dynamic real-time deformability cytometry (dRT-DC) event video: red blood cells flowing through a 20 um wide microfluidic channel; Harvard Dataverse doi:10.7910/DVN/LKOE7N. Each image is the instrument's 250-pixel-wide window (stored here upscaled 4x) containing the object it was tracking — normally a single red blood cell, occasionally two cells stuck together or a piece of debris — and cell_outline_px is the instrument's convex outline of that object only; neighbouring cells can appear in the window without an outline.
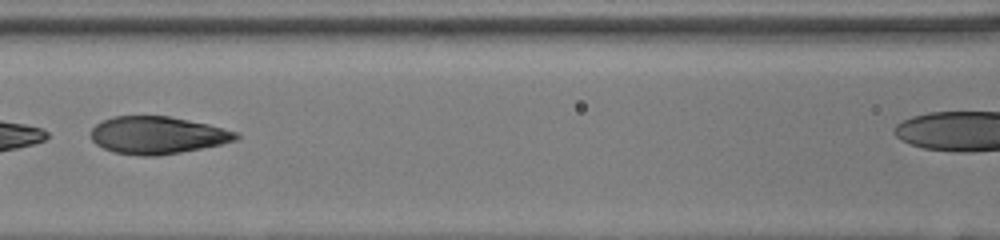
{"species": "human", "species_latin": "Homo sapiens", "temperature_condition": "room temperature", "stored_images_in_passage": 45, "segment_of_instrument_passage": [2, 2], "camera_frame_rate_fps": 3000, "um_per_image_px": 0.085, "donor": {"sex": "female"}, "frame": {"image": 1, "passage_image": 24, "time_ms": 7.667, "image_size_px": [1000, 240], "cell_outline_px": [[240, 136], [236, 140], [220, 144], [180, 152], [156, 156], [140, 156], [112, 152], [96, 144], [92, 140], [92, 128], [96, 124], [112, 116], [168, 116], [208, 124], [236, 132]], "centroid_in_image_um": [13.35, 11.49], "position_along_channel_um": 153.3, "area_um2": 31.39}}
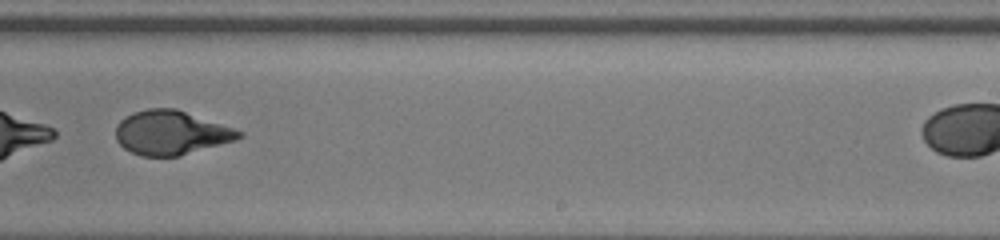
{"frame": {"image": 2, "passage_image": 33, "time_ms": 10.667, "image_size_px": [1000, 240], "cell_outline_px": [[244, 136], [236, 140], [180, 156], [140, 156], [124, 148], [116, 140], [116, 124], [120, 120], [132, 112], [148, 108], [176, 108], [244, 132]], "centroid_in_image_um": [14.53, 11.28], "position_along_channel_um": 274.5, "area_um2": 31.73}}
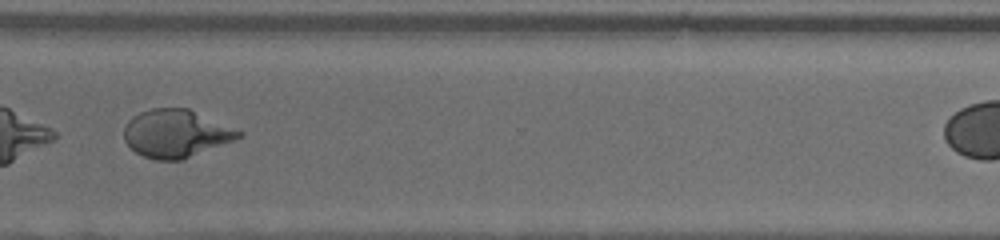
{"frame": {"image": 3, "passage_image": 39, "time_ms": 12.667, "image_size_px": [1000, 240], "cell_outline_px": [[244, 136], [236, 140], [180, 160], [156, 160], [144, 156], [136, 152], [124, 140], [124, 128], [128, 120], [132, 116], [140, 112], [152, 108], [188, 108], [244, 132]], "centroid_in_image_um": [14.97, 11.34], "position_along_channel_um": 355.6, "area_um2": 31.91}}